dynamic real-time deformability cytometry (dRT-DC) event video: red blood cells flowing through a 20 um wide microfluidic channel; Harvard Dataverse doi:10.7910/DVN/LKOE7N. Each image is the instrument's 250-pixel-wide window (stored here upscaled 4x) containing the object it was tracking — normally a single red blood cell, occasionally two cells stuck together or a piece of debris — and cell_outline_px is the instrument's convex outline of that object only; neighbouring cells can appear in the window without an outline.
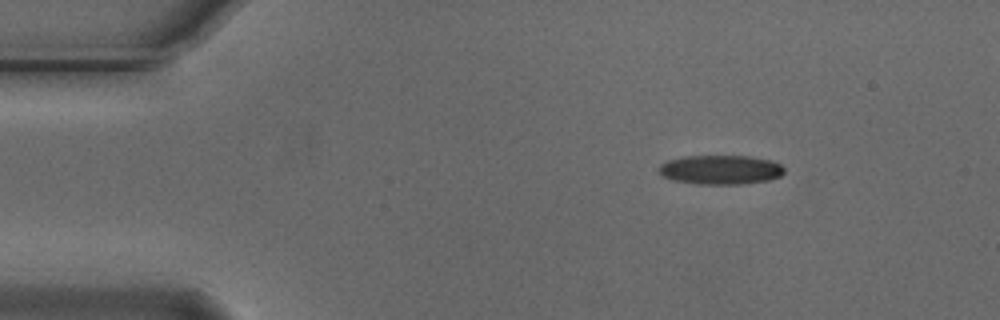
{"species": "Egyptian fruit bat (a non-hibernating species)", "species_latin": "Rousettus aegyptiacus", "temperature_condition": "cold", "stored_images_in_passage": 48, "camera_frame_rate_fps": 3000, "um_per_image_px": 0.085, "animal": {"sex": "male"}, "frame": {"image": 1, "passage_image": 1, "time_ms": 0.0, "image_size_px": [1000, 320], "cell_outline_px": [[784, 172], [780, 176], [768, 180], [744, 184], [696, 184], [672, 180], [664, 176], [660, 172], [660, 164], [668, 160], [684, 156], [748, 156], [772, 160], [780, 164], [784, 168]], "centroid_in_image_um": [61.26, 14.43], "position_along_channel_um": 23.7, "area_um2": 21.39}}
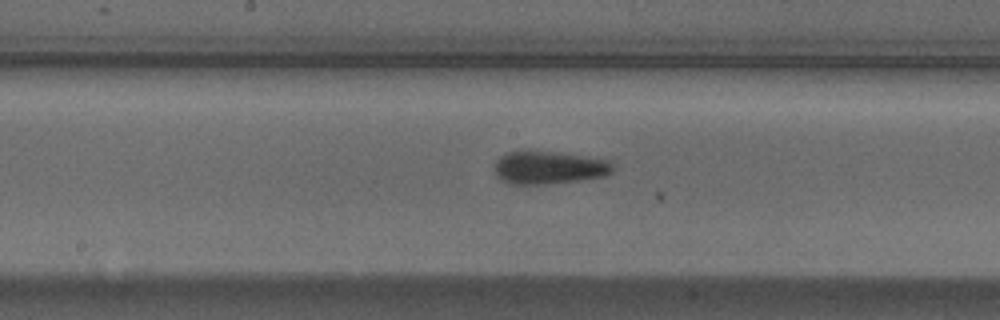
{"frame": {"image": 2, "passage_image": 21, "time_ms": 6.667, "image_size_px": [1000, 320], "cell_outline_px": [[616, 168], [612, 172], [604, 176], [576, 180], [544, 184], [508, 184], [500, 180], [496, 176], [496, 160], [500, 156], [508, 152], [552, 152], [608, 160]], "centroid_in_image_um": [46.64, 14.26], "position_along_channel_um": 201.6, "area_um2": 22.2}}
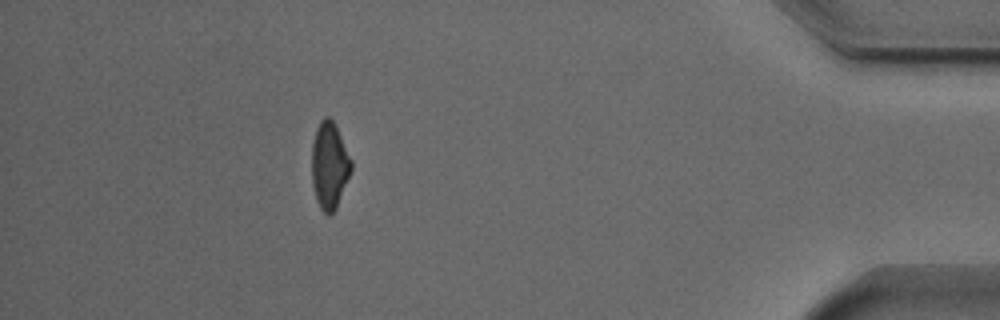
{"frame": {"image": 3, "passage_image": 42, "time_ms": 13.667, "image_size_px": [1000, 320], "cell_outline_px": [[352, 168], [336, 208], [328, 216], [320, 208], [316, 200], [312, 184], [312, 144], [316, 128], [320, 120], [324, 116], [328, 116], [332, 120], [352, 160]], "centroid_in_image_um": [27.98, 14.06], "position_along_channel_um": 407.2, "area_um2": 19.77}, "authors_computed_cell_mechanics": {"area_um2": 21.9351, "velocity_mm_per_s": 3.7284, "shape_relaxation_time_tau1_ms": 6.0463, "shape_relaxation_time_tau2_ms": 2.9208, "deformation_change_tau1": 0.16, "deformation_change_tau2": 0.1057}}